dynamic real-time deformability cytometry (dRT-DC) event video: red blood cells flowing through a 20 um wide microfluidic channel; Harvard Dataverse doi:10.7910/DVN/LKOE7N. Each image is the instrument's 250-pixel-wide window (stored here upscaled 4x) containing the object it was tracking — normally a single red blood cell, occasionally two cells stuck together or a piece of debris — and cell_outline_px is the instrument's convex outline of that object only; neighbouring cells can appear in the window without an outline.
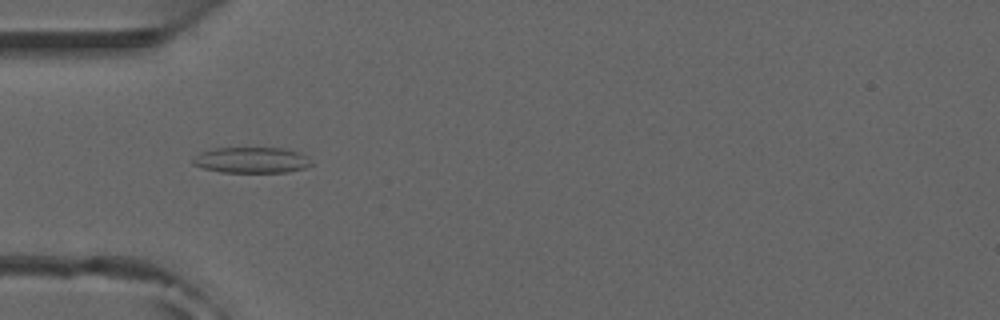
{"species": "common noctule bat (a hibernating species)", "species_latin": "Nyctalus noctula", "temperature_condition": "room temperature", "stored_images_in_passage": 52, "camera_frame_rate_fps": 3000, "um_per_image_px": 0.085, "animal": {"sex": "male", "forearm_length_mm": 52.5}, "frame": {"image": 1, "passage_image": 16, "time_ms": 5.0, "image_size_px": [1000, 320], "cell_outline_px": [[312, 164], [304, 168], [288, 172], [220, 172], [204, 168], [192, 164], [192, 160], [200, 152], [212, 148], [280, 148], [300, 152], [312, 160]], "centroid_in_image_um": [21.38, 13.61], "position_along_channel_um": 63.6, "area_um2": 17.86}, "authors_computed_cell_mechanics": {"area_um2": 15.7794, "velocity_mm_per_s": 3.961, "shape_relaxation_time_tau1_ms": null, "shape_relaxation_time_tau2_ms": 6.2364, "deformation_change_tau1": null, "deformation_change_tau2": 0.1553}}